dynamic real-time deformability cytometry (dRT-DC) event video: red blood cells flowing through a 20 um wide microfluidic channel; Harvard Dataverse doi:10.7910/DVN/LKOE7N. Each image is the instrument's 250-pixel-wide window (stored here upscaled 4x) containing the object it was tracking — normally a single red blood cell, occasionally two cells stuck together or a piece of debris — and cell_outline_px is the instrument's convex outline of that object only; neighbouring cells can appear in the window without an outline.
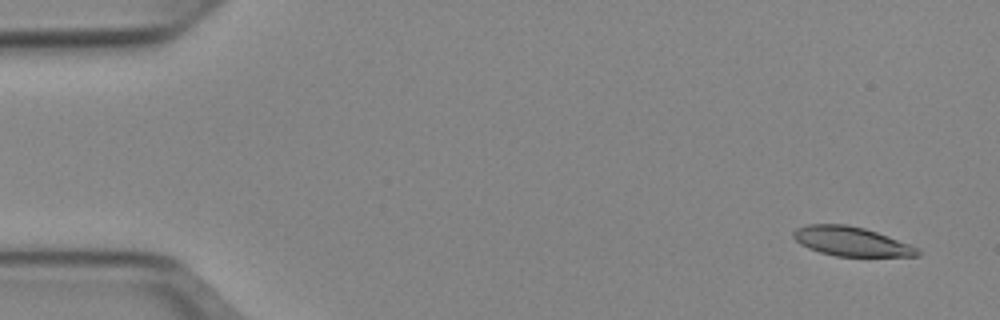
{"species": "Egyptian fruit bat (a non-hibernating species)", "species_latin": "Rousettus aegyptiacus", "temperature_condition": "cold", "stored_images_in_passage": 51, "camera_frame_rate_fps": 3000, "um_per_image_px": 0.085, "animal": {"sex": "female"}, "frame": {"image": 1, "passage_image": 2, "time_ms": 0.333, "image_size_px": [1000, 320], "cell_outline_px": [[920, 256], [836, 256], [820, 252], [808, 248], [800, 244], [792, 236], [792, 232], [796, 228], [808, 224], [848, 224], [864, 228], [888, 236], [920, 248]], "centroid_in_image_um": [72.35, 20.51], "position_along_channel_um": 12.7, "area_um2": 21.21}}
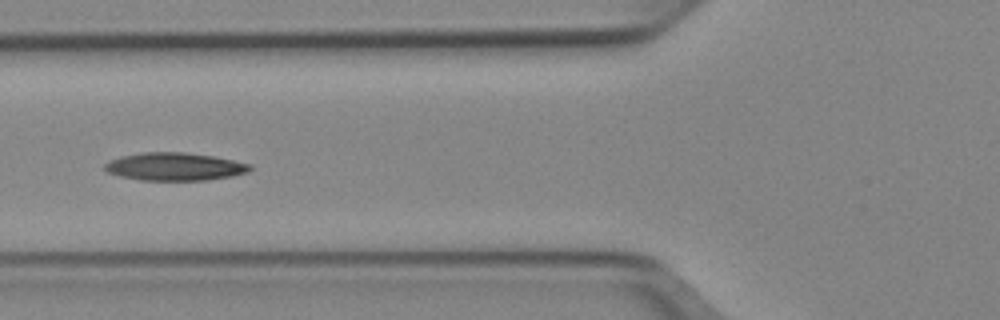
{"frame": {"image": 2, "passage_image": 19, "time_ms": 6.0, "image_size_px": [1000, 320], "cell_outline_px": [[252, 168], [248, 172], [232, 176], [208, 180], [140, 180], [120, 176], [108, 172], [104, 168], [104, 164], [120, 156], [140, 152], [184, 152], [212, 156], [252, 164]], "centroid_in_image_um": [14.85, 14.16], "position_along_channel_um": 110.9, "area_um2": 23.58}}
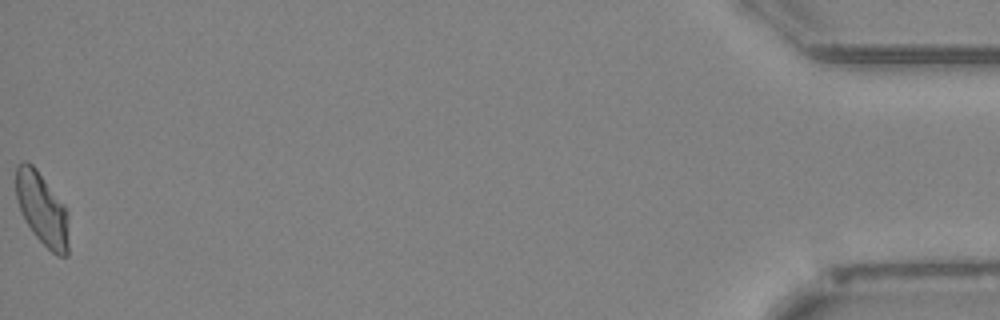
{"frame": {"image": 3, "passage_image": 51, "time_ms": 16.667, "image_size_px": [1000, 320], "cell_outline_px": [[68, 256], [56, 256], [32, 232], [20, 212], [16, 196], [16, 168], [24, 160], [32, 164], [36, 168], [64, 204], [68, 212]], "centroid_in_image_um": [3.59, 17.77], "position_along_channel_um": 431.6, "area_um2": 22.37}, "authors_computed_cell_mechanics": {"area_um2": 22.7154, "velocity_mm_per_s": 3.9286, "shape_relaxation_time_tau1_ms": null, "shape_relaxation_time_tau2_ms": 4.9855, "deformation_change_tau1": null, "deformation_change_tau2": 0.1175}}